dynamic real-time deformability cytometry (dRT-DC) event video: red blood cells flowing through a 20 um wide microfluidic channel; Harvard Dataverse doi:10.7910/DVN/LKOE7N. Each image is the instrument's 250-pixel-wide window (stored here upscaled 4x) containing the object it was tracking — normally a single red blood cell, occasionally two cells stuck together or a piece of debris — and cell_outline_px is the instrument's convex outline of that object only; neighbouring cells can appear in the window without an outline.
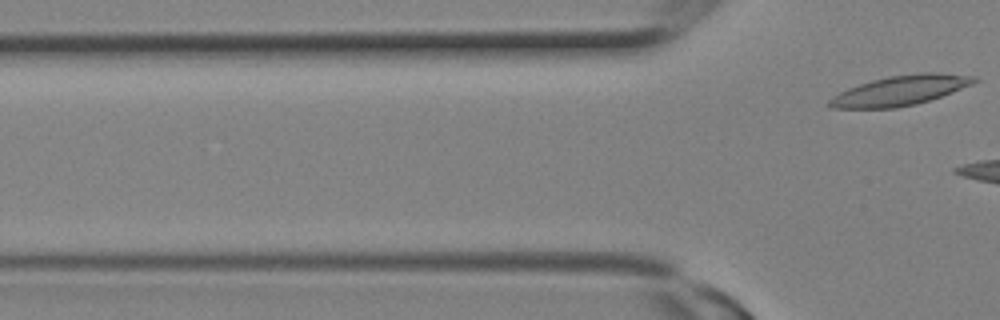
{"species": "Egyptian fruit bat (a non-hibernating species)", "species_latin": "Rousettus aegyptiacus", "temperature_condition": "room temperature", "stored_images_in_passage": 2, "camera_frame_rate_fps": 3000, "um_per_image_px": 0.085, "animal": {"sex": "female"}, "frame": {"image": 1, "passage_image": 2, "time_ms": 0.333, "image_size_px": [1000, 320], "cell_outline_px": [[980, 80], [972, 84], [940, 96], [916, 104], [896, 108], [832, 108], [824, 104], [832, 96], [848, 88], [872, 80], [892, 76], [920, 72], [936, 72], [976, 76]], "centroid_in_image_um": [76.5, 7.69], "position_along_channel_um": 49.3, "area_um2": 25.09}}